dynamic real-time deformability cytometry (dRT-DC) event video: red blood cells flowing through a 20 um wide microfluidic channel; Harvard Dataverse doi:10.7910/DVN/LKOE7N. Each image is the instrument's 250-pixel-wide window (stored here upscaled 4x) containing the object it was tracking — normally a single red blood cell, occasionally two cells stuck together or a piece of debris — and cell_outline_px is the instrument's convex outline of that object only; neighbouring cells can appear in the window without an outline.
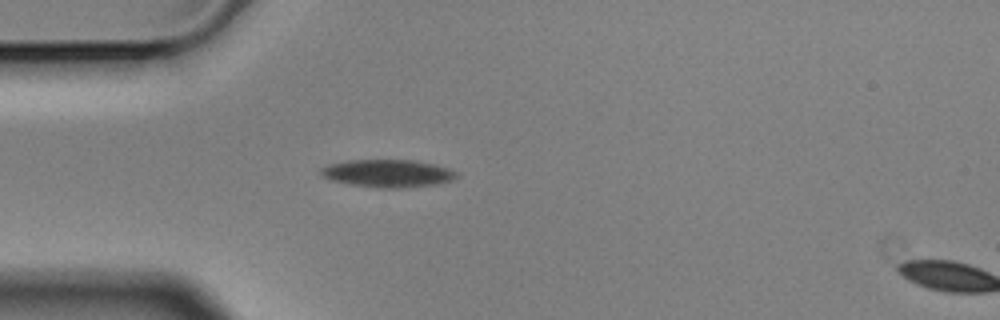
{"species": "Egyptian fruit bat (a non-hibernating species)", "species_latin": "Rousettus aegyptiacus", "temperature_condition": "cold", "stored_images_in_passage": 2, "segment_of_instrument_passage": [1, 2], "camera_frame_rate_fps": 3000, "um_per_image_px": 0.085, "animal": {"sex": "male"}, "frame": {"image": 1, "passage_image": 1, "time_ms": 0.0, "image_size_px": [1000, 320], "cell_outline_px": [[460, 176], [452, 180], [436, 184], [404, 188], [380, 188], [352, 184], [332, 180], [324, 176], [320, 172], [320, 168], [328, 164], [348, 160], [416, 160], [448, 168], [456, 172]], "centroid_in_image_um": [32.98, 14.73], "position_along_channel_um": 52.0, "area_um2": 21.79}}